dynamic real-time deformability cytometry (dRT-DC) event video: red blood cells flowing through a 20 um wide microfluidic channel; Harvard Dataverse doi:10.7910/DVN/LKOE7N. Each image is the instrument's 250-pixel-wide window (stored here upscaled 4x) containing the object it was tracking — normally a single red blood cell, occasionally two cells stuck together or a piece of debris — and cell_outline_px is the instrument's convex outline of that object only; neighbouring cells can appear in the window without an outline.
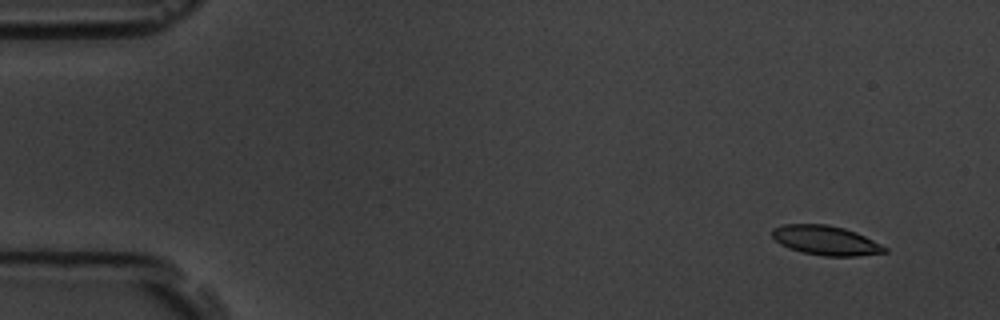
{"species": "common noctule bat (a hibernating species)", "species_latin": "Nyctalus noctula", "temperature_condition": "room temperature", "stored_images_in_passage": 6, "camera_frame_rate_fps": 3000, "um_per_image_px": 0.085, "animal": {"sex": "male", "body_mass_g": 19.5, "forearm_length_mm": 54.6}, "frame": {"image": 1, "passage_image": 2, "time_ms": 1.333, "image_size_px": [1000, 320], "cell_outline_px": [[888, 252], [856, 256], [824, 256], [800, 252], [788, 248], [780, 244], [772, 236], [772, 228], [784, 224], [824, 224], [844, 228], [856, 232], [888, 248]], "centroid_in_image_um": [70.17, 20.44], "position_along_channel_um": 14.8, "area_um2": 19.31}}